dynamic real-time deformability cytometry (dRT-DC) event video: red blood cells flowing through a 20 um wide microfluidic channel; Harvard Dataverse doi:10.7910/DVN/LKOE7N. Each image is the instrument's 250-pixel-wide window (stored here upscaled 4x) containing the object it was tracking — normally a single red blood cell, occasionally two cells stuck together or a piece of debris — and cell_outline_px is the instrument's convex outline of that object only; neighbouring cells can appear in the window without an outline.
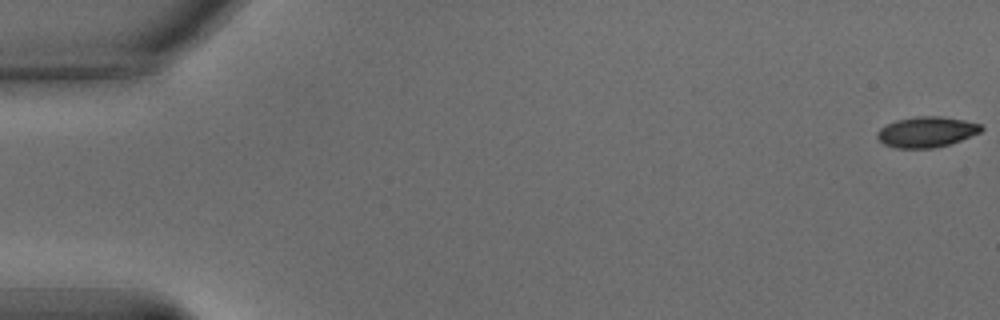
{"species": "common noctule bat (a hibernating species)", "species_latin": "Nyctalus noctula", "temperature_condition": "warm", "stored_images_in_passage": 11, "camera_frame_rate_fps": 3000, "um_per_image_px": 0.085, "animal": {"sex": "male", "body_mass_g": 15.6}, "frame": {"image": 1, "passage_image": 1, "time_ms": 0.0, "image_size_px": [1000, 320], "cell_outline_px": [[984, 128], [980, 132], [960, 140], [948, 144], [932, 148], [896, 148], [884, 144], [876, 136], [876, 132], [880, 128], [896, 120], [916, 116], [940, 116], [964, 120], [980, 124]], "centroid_in_image_um": [78.73, 11.21], "position_along_channel_um": 6.3, "area_um2": 18.38}}